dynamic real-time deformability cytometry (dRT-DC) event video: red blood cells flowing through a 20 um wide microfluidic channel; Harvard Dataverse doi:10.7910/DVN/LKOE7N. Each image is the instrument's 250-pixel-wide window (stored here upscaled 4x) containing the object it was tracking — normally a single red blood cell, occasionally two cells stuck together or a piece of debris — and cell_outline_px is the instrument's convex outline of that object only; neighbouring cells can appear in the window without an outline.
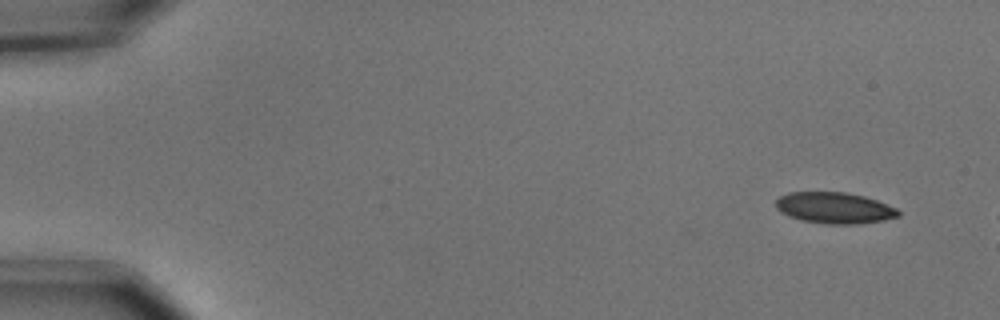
{"species": "common noctule bat (a hibernating species)", "species_latin": "Nyctalus noctula", "temperature_condition": "cold", "stored_images_in_passage": 9, "camera_frame_rate_fps": 3000, "um_per_image_px": 0.085, "animal": {"sex": "male", "body_mass_g": 15.6}, "frame": {"image": 1, "passage_image": 1, "time_ms": 0.0, "image_size_px": [1000, 320], "cell_outline_px": [[900, 216], [884, 220], [856, 224], [828, 224], [800, 220], [788, 216], [780, 212], [776, 208], [776, 200], [780, 196], [788, 192], [844, 192], [864, 196], [876, 200], [896, 208], [900, 212]], "centroid_in_image_um": [70.91, 17.67], "position_along_channel_um": 14.1, "area_um2": 22.31}}